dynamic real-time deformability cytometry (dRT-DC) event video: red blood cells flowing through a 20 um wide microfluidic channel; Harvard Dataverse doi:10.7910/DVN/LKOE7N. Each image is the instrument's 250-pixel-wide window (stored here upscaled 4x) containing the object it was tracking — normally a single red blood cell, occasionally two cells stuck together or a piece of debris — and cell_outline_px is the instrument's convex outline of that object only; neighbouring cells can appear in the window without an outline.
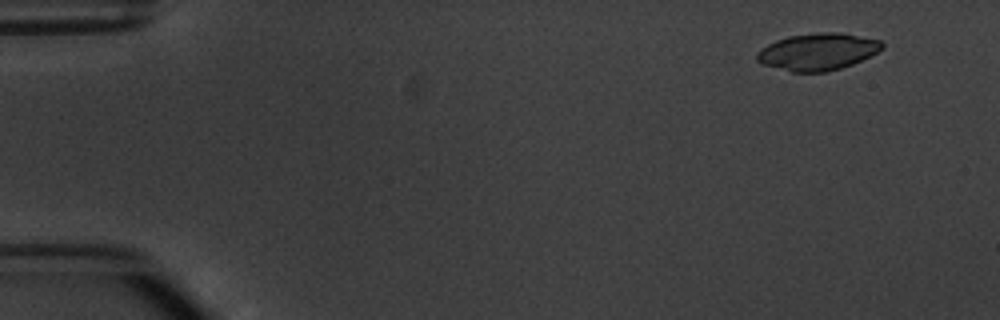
{"species": "common noctule bat (a hibernating species)", "species_latin": "Nyctalus noctula", "temperature_condition": "warm", "stored_images_in_passage": 5, "camera_frame_rate_fps": 3000, "um_per_image_px": 0.085, "animal": {"sex": "male", "body_mass_g": 20.1, "forearm_length_mm": 53.5}, "frame": {"image": 1, "passage_image": 1, "time_ms": 0.0, "image_size_px": [1000, 320], "cell_outline_px": [[884, 48], [852, 64], [840, 68], [824, 72], [792, 72], [764, 64], [756, 60], [756, 52], [768, 44], [776, 40], [788, 36], [820, 32], [844, 32], [880, 40], [884, 44]], "centroid_in_image_um": [69.51, 4.38], "position_along_channel_um": 15.5, "area_um2": 26.88}}
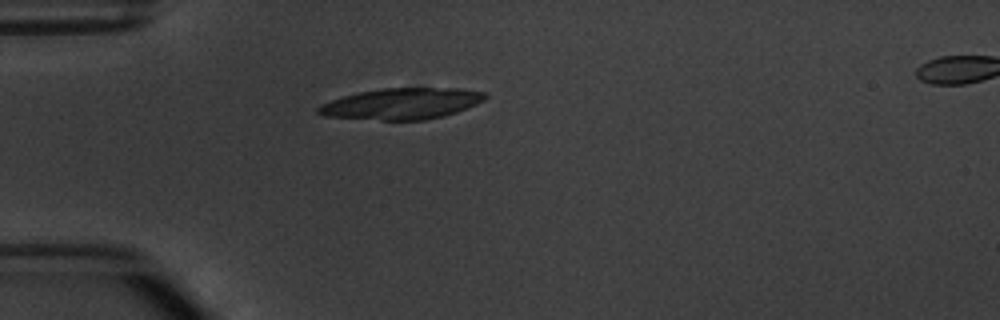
{"frame": {"image": 2, "passage_image": 4, "time_ms": 3.667, "image_size_px": [1000, 320], "cell_outline_px": [[488, 96], [484, 100], [468, 108], [444, 116], [424, 120], [380, 120], [324, 116], [316, 112], [316, 108], [332, 100], [344, 96], [360, 92], [384, 88], [460, 88], [484, 92]], "centroid_in_image_um": [34.18, 8.81], "position_along_channel_um": 50.8, "area_um2": 30.17}}